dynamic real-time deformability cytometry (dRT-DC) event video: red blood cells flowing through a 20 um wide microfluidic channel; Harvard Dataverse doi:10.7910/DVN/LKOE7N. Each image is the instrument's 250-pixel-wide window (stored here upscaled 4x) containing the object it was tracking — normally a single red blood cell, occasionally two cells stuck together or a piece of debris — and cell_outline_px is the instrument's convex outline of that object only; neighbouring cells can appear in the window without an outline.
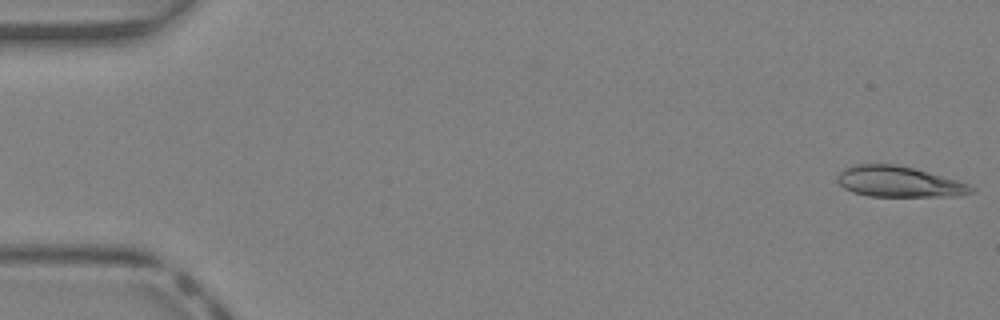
{"species": "Egyptian fruit bat (a non-hibernating species)", "species_latin": "Rousettus aegyptiacus", "temperature_condition": "warm", "stored_images_in_passage": 7, "camera_frame_rate_fps": 3000, "um_per_image_px": 0.085, "animal": {"sex": "female"}, "frame": {"image": 1, "passage_image": 1, "time_ms": 0.0, "image_size_px": [1000, 320], "cell_outline_px": [[976, 188], [972, 192], [956, 196], [868, 196], [852, 192], [844, 188], [836, 180], [836, 176], [844, 168], [856, 164], [896, 164], [912, 168], [956, 180], [968, 184]], "centroid_in_image_um": [76.36, 15.45], "position_along_channel_um": 8.6, "area_um2": 23.81}}